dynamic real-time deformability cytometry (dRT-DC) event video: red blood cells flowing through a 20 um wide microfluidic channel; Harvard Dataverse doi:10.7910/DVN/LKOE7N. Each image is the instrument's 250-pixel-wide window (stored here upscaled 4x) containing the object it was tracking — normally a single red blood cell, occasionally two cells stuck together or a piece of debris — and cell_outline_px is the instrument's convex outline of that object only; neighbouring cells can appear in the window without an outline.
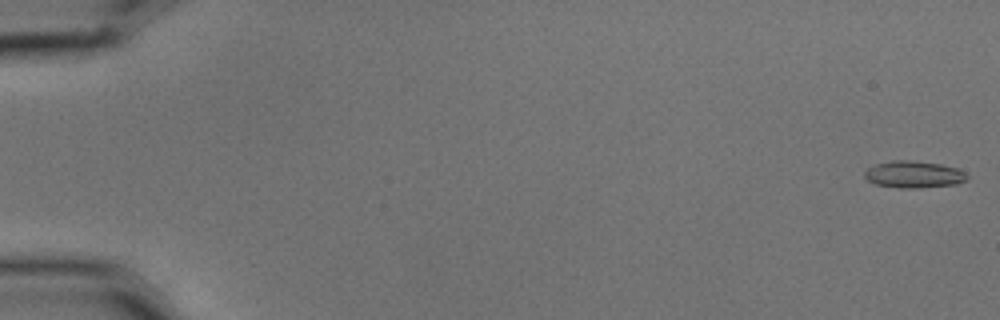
{"species": "common noctule bat (a hibernating species)", "species_latin": "Nyctalus noctula", "temperature_condition": "cold", "stored_images_in_passage": 21, "camera_frame_rate_fps": 3000, "um_per_image_px": 0.085, "animal": {"sex": "male", "body_mass_g": 15.6}, "frame": {"image": 1, "passage_image": 1, "time_ms": 0.0, "image_size_px": [1000, 320], "cell_outline_px": [[968, 176], [964, 180], [956, 184], [920, 188], [900, 188], [876, 184], [868, 180], [864, 176], [864, 172], [868, 168], [876, 164], [892, 160], [908, 160], [940, 164], [956, 168], [964, 172]], "centroid_in_image_um": [77.64, 14.83], "position_along_channel_um": 7.4, "area_um2": 15.9}}
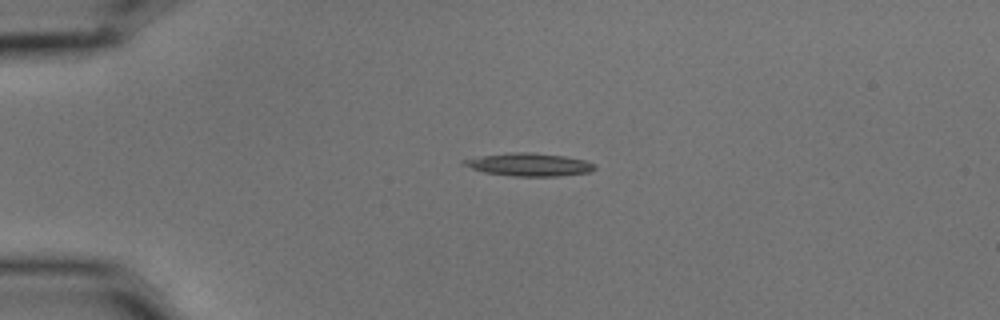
{"frame": {"image": 2, "passage_image": 14, "time_ms": 4.333, "image_size_px": [1000, 320], "cell_outline_px": [[596, 168], [588, 172], [556, 176], [512, 176], [484, 172], [460, 164], [460, 160], [484, 156], [512, 152], [532, 152], [564, 156], [584, 160], [596, 164]], "centroid_in_image_um": [44.96, 13.99], "position_along_channel_um": 40.0, "area_um2": 17.34}}
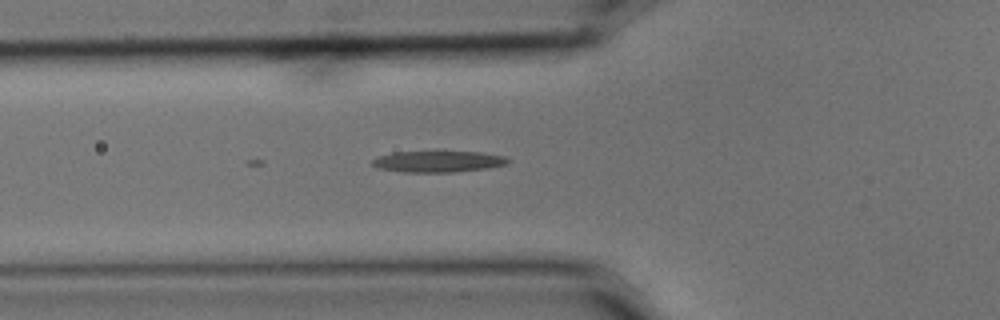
{"frame": {"image": 3, "passage_image": 21, "time_ms": 6.667, "image_size_px": [1000, 320], "cell_outline_px": [[508, 164], [488, 168], [456, 172], [404, 172], [376, 168], [372, 164], [372, 160], [380, 156], [392, 152], [480, 152], [504, 156], [508, 160]], "centroid_in_image_um": [37.23, 13.74], "position_along_channel_um": 88.6, "area_um2": 16.7}}